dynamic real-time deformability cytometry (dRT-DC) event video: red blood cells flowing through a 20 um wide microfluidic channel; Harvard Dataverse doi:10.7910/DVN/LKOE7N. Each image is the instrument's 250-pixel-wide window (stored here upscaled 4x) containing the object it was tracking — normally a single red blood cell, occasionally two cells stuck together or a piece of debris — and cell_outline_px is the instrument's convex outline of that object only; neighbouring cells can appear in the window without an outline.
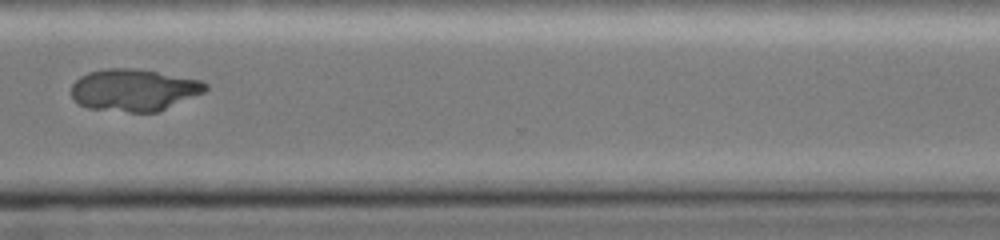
{"species": "common noctule bat (a hibernating species)", "species_latin": "Nyctalus noctula", "temperature_condition": "cold", "stored_images_in_passage": 36, "camera_frame_rate_fps": 3000, "um_per_image_px": 0.085, "animal": {"sex": "female", "body_mass_g": 19.0, "forearm_length_mm": 51.5}, "frame": {"image": 1, "passage_image": 35, "time_ms": 11.333, "image_size_px": [1000, 240], "cell_outline_px": [[208, 88], [204, 92], [156, 112], [128, 112], [88, 108], [72, 100], [72, 84], [80, 76], [88, 72], [104, 68], [136, 68], [200, 80], [208, 84]], "centroid_in_image_um": [11.35, 7.64], "position_along_channel_um": 359.3, "area_um2": 32.77}}